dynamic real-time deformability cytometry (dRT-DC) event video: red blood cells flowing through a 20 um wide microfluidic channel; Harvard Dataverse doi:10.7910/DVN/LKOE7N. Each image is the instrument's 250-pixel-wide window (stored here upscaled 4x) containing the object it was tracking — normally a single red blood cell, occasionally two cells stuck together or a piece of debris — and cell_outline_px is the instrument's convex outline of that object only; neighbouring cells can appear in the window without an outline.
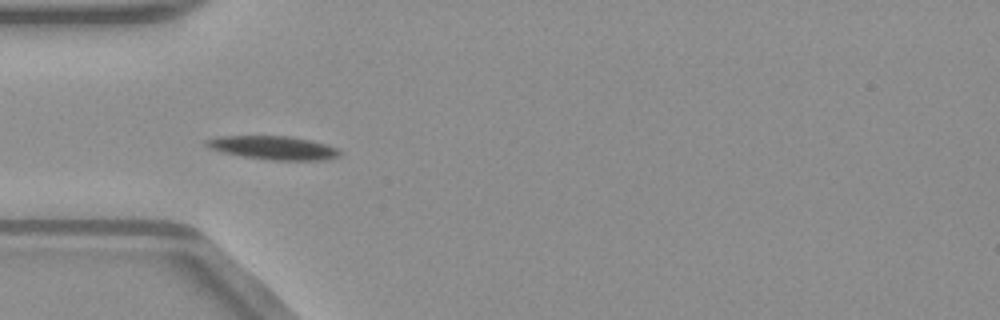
{"species": "common noctule bat (a hibernating species)", "species_latin": "Nyctalus noctula", "temperature_condition": "warm", "stored_images_in_passage": 37, "camera_frame_rate_fps": 3000, "um_per_image_px": 0.085, "animal": {"sex": "male", "body_mass_g": 23.1, "forearm_length_mm": 52.7}, "frame": {"image": 1, "passage_image": 1, "time_ms": 0.0, "image_size_px": [1000, 320], "cell_outline_px": [[344, 152], [340, 156], [324, 160], [272, 160], [244, 156], [220, 152], [208, 148], [204, 144], [204, 140], [220, 136], [288, 136], [312, 140], [328, 144]], "centroid_in_image_um": [23.25, 12.56], "position_along_channel_um": 61.7, "area_um2": 18.5}}
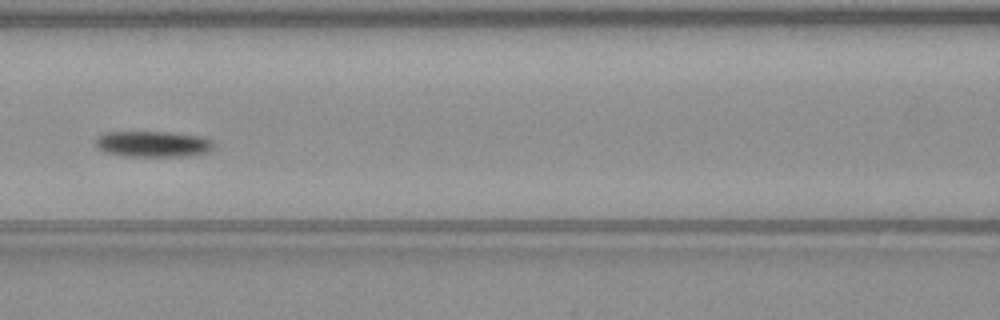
{"frame": {"image": 2, "passage_image": 8, "time_ms": 2.333, "image_size_px": [1000, 320], "cell_outline_px": [[216, 144], [208, 152], [188, 156], [124, 156], [104, 152], [96, 148], [96, 136], [104, 132], [168, 132], [204, 136], [212, 140]], "centroid_in_image_um": [13.01, 12.24], "position_along_channel_um": 153.6, "area_um2": 18.15}}
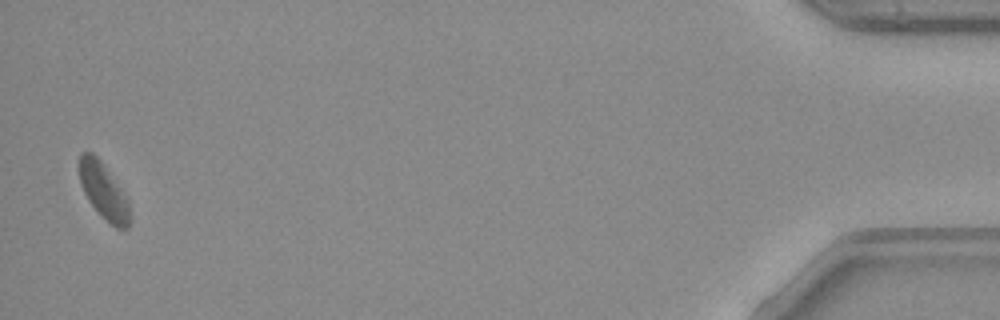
{"frame": {"image": 3, "passage_image": 36, "time_ms": 11.667, "image_size_px": [1000, 320], "cell_outline_px": [[128, 228], [116, 228], [100, 216], [88, 200], [80, 184], [80, 152], [92, 152], [100, 160], [128, 200]], "centroid_in_image_um": [8.77, 16.25], "position_along_channel_um": 426.4, "area_um2": 15.95}, "authors_computed_cell_mechanics": {"area_um2": 17.34, "velocity_mm_per_s": 3.9622, "shape_relaxation_time_tau1_ms": 2.999, "shape_relaxation_time_tau2_ms": 11.0837, "deformation_change_tau1": 0.1537, "deformation_change_tau2": 0.1602}}